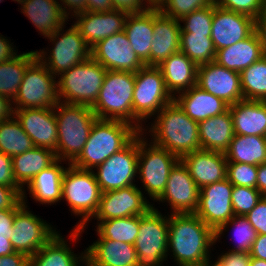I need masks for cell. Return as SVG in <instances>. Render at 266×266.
<instances>
[{
	"mask_svg": "<svg viewBox=\"0 0 266 266\" xmlns=\"http://www.w3.org/2000/svg\"><path fill=\"white\" fill-rule=\"evenodd\" d=\"M85 252V266H137V252L133 244L98 239Z\"/></svg>",
	"mask_w": 266,
	"mask_h": 266,
	"instance_id": "d4e9b609",
	"label": "cell"
},
{
	"mask_svg": "<svg viewBox=\"0 0 266 266\" xmlns=\"http://www.w3.org/2000/svg\"><path fill=\"white\" fill-rule=\"evenodd\" d=\"M62 30L64 31V26L60 27L52 35L47 36L50 42L53 41L52 43H55L49 55L43 50L41 52L35 51L36 57L55 77L56 75L59 77L62 72L91 57V48L86 44L80 30L74 24L65 33Z\"/></svg>",
	"mask_w": 266,
	"mask_h": 266,
	"instance_id": "8fae6325",
	"label": "cell"
},
{
	"mask_svg": "<svg viewBox=\"0 0 266 266\" xmlns=\"http://www.w3.org/2000/svg\"><path fill=\"white\" fill-rule=\"evenodd\" d=\"M215 0H164L158 7L165 16L180 20L185 15L212 5Z\"/></svg>",
	"mask_w": 266,
	"mask_h": 266,
	"instance_id": "ee69618b",
	"label": "cell"
},
{
	"mask_svg": "<svg viewBox=\"0 0 266 266\" xmlns=\"http://www.w3.org/2000/svg\"><path fill=\"white\" fill-rule=\"evenodd\" d=\"M25 190L21 187L0 185V210L12 209L21 200L26 201Z\"/></svg>",
	"mask_w": 266,
	"mask_h": 266,
	"instance_id": "c3c4849f",
	"label": "cell"
},
{
	"mask_svg": "<svg viewBox=\"0 0 266 266\" xmlns=\"http://www.w3.org/2000/svg\"><path fill=\"white\" fill-rule=\"evenodd\" d=\"M250 256L257 259L266 260V234L257 235V238L254 240L252 244Z\"/></svg>",
	"mask_w": 266,
	"mask_h": 266,
	"instance_id": "6f0895ef",
	"label": "cell"
},
{
	"mask_svg": "<svg viewBox=\"0 0 266 266\" xmlns=\"http://www.w3.org/2000/svg\"><path fill=\"white\" fill-rule=\"evenodd\" d=\"M67 244L58 232L30 257V266H80V260L86 261V252L77 257Z\"/></svg>",
	"mask_w": 266,
	"mask_h": 266,
	"instance_id": "e575fe53",
	"label": "cell"
},
{
	"mask_svg": "<svg viewBox=\"0 0 266 266\" xmlns=\"http://www.w3.org/2000/svg\"><path fill=\"white\" fill-rule=\"evenodd\" d=\"M129 12L113 9L108 12L84 11L76 14L74 25L80 30L86 44L92 48L112 34L124 31Z\"/></svg>",
	"mask_w": 266,
	"mask_h": 266,
	"instance_id": "7402d4cb",
	"label": "cell"
},
{
	"mask_svg": "<svg viewBox=\"0 0 266 266\" xmlns=\"http://www.w3.org/2000/svg\"><path fill=\"white\" fill-rule=\"evenodd\" d=\"M262 197V194L256 188L233 186L231 202L234 214L245 216Z\"/></svg>",
	"mask_w": 266,
	"mask_h": 266,
	"instance_id": "bcb514c9",
	"label": "cell"
},
{
	"mask_svg": "<svg viewBox=\"0 0 266 266\" xmlns=\"http://www.w3.org/2000/svg\"><path fill=\"white\" fill-rule=\"evenodd\" d=\"M240 80L244 100L266 101V57L244 69Z\"/></svg>",
	"mask_w": 266,
	"mask_h": 266,
	"instance_id": "60d3db41",
	"label": "cell"
},
{
	"mask_svg": "<svg viewBox=\"0 0 266 266\" xmlns=\"http://www.w3.org/2000/svg\"><path fill=\"white\" fill-rule=\"evenodd\" d=\"M263 56L261 40L254 31L248 38L217 50L215 62L229 70L241 73Z\"/></svg>",
	"mask_w": 266,
	"mask_h": 266,
	"instance_id": "f546056e",
	"label": "cell"
},
{
	"mask_svg": "<svg viewBox=\"0 0 266 266\" xmlns=\"http://www.w3.org/2000/svg\"><path fill=\"white\" fill-rule=\"evenodd\" d=\"M198 188L226 179L227 159L223 152L199 149L180 158Z\"/></svg>",
	"mask_w": 266,
	"mask_h": 266,
	"instance_id": "603a6c76",
	"label": "cell"
},
{
	"mask_svg": "<svg viewBox=\"0 0 266 266\" xmlns=\"http://www.w3.org/2000/svg\"><path fill=\"white\" fill-rule=\"evenodd\" d=\"M142 133H139L137 174H140L147 194L156 200L164 192L170 171L180 158L152 142L146 143Z\"/></svg>",
	"mask_w": 266,
	"mask_h": 266,
	"instance_id": "7c38bea8",
	"label": "cell"
},
{
	"mask_svg": "<svg viewBox=\"0 0 266 266\" xmlns=\"http://www.w3.org/2000/svg\"><path fill=\"white\" fill-rule=\"evenodd\" d=\"M61 1L63 3H61ZM60 5H63V13L68 17L70 11L72 10L71 16H75L76 14L82 13L86 11V0H60ZM65 5V6H64ZM67 8V9H66ZM69 8V9H68ZM70 10L68 13L67 11Z\"/></svg>",
	"mask_w": 266,
	"mask_h": 266,
	"instance_id": "680465c9",
	"label": "cell"
},
{
	"mask_svg": "<svg viewBox=\"0 0 266 266\" xmlns=\"http://www.w3.org/2000/svg\"><path fill=\"white\" fill-rule=\"evenodd\" d=\"M113 9L111 0H86V11L103 13Z\"/></svg>",
	"mask_w": 266,
	"mask_h": 266,
	"instance_id": "91938a15",
	"label": "cell"
},
{
	"mask_svg": "<svg viewBox=\"0 0 266 266\" xmlns=\"http://www.w3.org/2000/svg\"><path fill=\"white\" fill-rule=\"evenodd\" d=\"M54 111L58 128L56 157L63 162L67 159L68 164H72L83 151L90 130L98 118L89 106L60 101Z\"/></svg>",
	"mask_w": 266,
	"mask_h": 266,
	"instance_id": "277c9868",
	"label": "cell"
},
{
	"mask_svg": "<svg viewBox=\"0 0 266 266\" xmlns=\"http://www.w3.org/2000/svg\"><path fill=\"white\" fill-rule=\"evenodd\" d=\"M124 32L138 58L145 66H150V47L154 38L153 8L149 7L146 11L129 13Z\"/></svg>",
	"mask_w": 266,
	"mask_h": 266,
	"instance_id": "f1b7e54d",
	"label": "cell"
},
{
	"mask_svg": "<svg viewBox=\"0 0 266 266\" xmlns=\"http://www.w3.org/2000/svg\"><path fill=\"white\" fill-rule=\"evenodd\" d=\"M150 8H158L164 0H144Z\"/></svg>",
	"mask_w": 266,
	"mask_h": 266,
	"instance_id": "003e7915",
	"label": "cell"
},
{
	"mask_svg": "<svg viewBox=\"0 0 266 266\" xmlns=\"http://www.w3.org/2000/svg\"><path fill=\"white\" fill-rule=\"evenodd\" d=\"M249 266H266V260L251 257Z\"/></svg>",
	"mask_w": 266,
	"mask_h": 266,
	"instance_id": "03108f58",
	"label": "cell"
},
{
	"mask_svg": "<svg viewBox=\"0 0 266 266\" xmlns=\"http://www.w3.org/2000/svg\"><path fill=\"white\" fill-rule=\"evenodd\" d=\"M139 133L135 126L127 122L97 119L83 151L72 165L83 170H93L126 147Z\"/></svg>",
	"mask_w": 266,
	"mask_h": 266,
	"instance_id": "3957f363",
	"label": "cell"
},
{
	"mask_svg": "<svg viewBox=\"0 0 266 266\" xmlns=\"http://www.w3.org/2000/svg\"><path fill=\"white\" fill-rule=\"evenodd\" d=\"M57 233L51 225L27 210L24 202L15 212L10 241L15 252L23 253L30 258Z\"/></svg>",
	"mask_w": 266,
	"mask_h": 266,
	"instance_id": "5bb4252c",
	"label": "cell"
},
{
	"mask_svg": "<svg viewBox=\"0 0 266 266\" xmlns=\"http://www.w3.org/2000/svg\"><path fill=\"white\" fill-rule=\"evenodd\" d=\"M135 73L107 70L97 100L91 107L101 120H118L133 125Z\"/></svg>",
	"mask_w": 266,
	"mask_h": 266,
	"instance_id": "8992f818",
	"label": "cell"
},
{
	"mask_svg": "<svg viewBox=\"0 0 266 266\" xmlns=\"http://www.w3.org/2000/svg\"><path fill=\"white\" fill-rule=\"evenodd\" d=\"M111 2L114 9L124 10L129 13L142 12L149 8L144 0H111Z\"/></svg>",
	"mask_w": 266,
	"mask_h": 266,
	"instance_id": "db71d44e",
	"label": "cell"
},
{
	"mask_svg": "<svg viewBox=\"0 0 266 266\" xmlns=\"http://www.w3.org/2000/svg\"><path fill=\"white\" fill-rule=\"evenodd\" d=\"M56 160L51 166L43 169L27 185L29 194L41 204H54L62 200V179L66 168Z\"/></svg>",
	"mask_w": 266,
	"mask_h": 266,
	"instance_id": "d6a6232c",
	"label": "cell"
},
{
	"mask_svg": "<svg viewBox=\"0 0 266 266\" xmlns=\"http://www.w3.org/2000/svg\"><path fill=\"white\" fill-rule=\"evenodd\" d=\"M213 19V4L193 11L185 15L179 21L184 22L181 27V32H190L191 34H206V37H211Z\"/></svg>",
	"mask_w": 266,
	"mask_h": 266,
	"instance_id": "7bdbcfd3",
	"label": "cell"
},
{
	"mask_svg": "<svg viewBox=\"0 0 266 266\" xmlns=\"http://www.w3.org/2000/svg\"><path fill=\"white\" fill-rule=\"evenodd\" d=\"M24 204L21 200L14 208L0 210V238H8L10 240L13 231V223L15 212Z\"/></svg>",
	"mask_w": 266,
	"mask_h": 266,
	"instance_id": "816d5d0a",
	"label": "cell"
},
{
	"mask_svg": "<svg viewBox=\"0 0 266 266\" xmlns=\"http://www.w3.org/2000/svg\"><path fill=\"white\" fill-rule=\"evenodd\" d=\"M97 235L99 239H109L133 244L139 232L140 215L109 220H98Z\"/></svg>",
	"mask_w": 266,
	"mask_h": 266,
	"instance_id": "f35d334b",
	"label": "cell"
},
{
	"mask_svg": "<svg viewBox=\"0 0 266 266\" xmlns=\"http://www.w3.org/2000/svg\"><path fill=\"white\" fill-rule=\"evenodd\" d=\"M24 15L44 37L52 35L69 18L63 13L58 0H25L22 4Z\"/></svg>",
	"mask_w": 266,
	"mask_h": 266,
	"instance_id": "4dcf8cb0",
	"label": "cell"
},
{
	"mask_svg": "<svg viewBox=\"0 0 266 266\" xmlns=\"http://www.w3.org/2000/svg\"><path fill=\"white\" fill-rule=\"evenodd\" d=\"M180 51L197 66L213 62L216 57L213 41L206 34L180 32Z\"/></svg>",
	"mask_w": 266,
	"mask_h": 266,
	"instance_id": "ab89813d",
	"label": "cell"
},
{
	"mask_svg": "<svg viewBox=\"0 0 266 266\" xmlns=\"http://www.w3.org/2000/svg\"><path fill=\"white\" fill-rule=\"evenodd\" d=\"M134 247L137 266H162L168 253V217H163L155 207L140 215Z\"/></svg>",
	"mask_w": 266,
	"mask_h": 266,
	"instance_id": "9c48e42d",
	"label": "cell"
},
{
	"mask_svg": "<svg viewBox=\"0 0 266 266\" xmlns=\"http://www.w3.org/2000/svg\"><path fill=\"white\" fill-rule=\"evenodd\" d=\"M0 266H30V258L20 252L0 257Z\"/></svg>",
	"mask_w": 266,
	"mask_h": 266,
	"instance_id": "11a10c76",
	"label": "cell"
},
{
	"mask_svg": "<svg viewBox=\"0 0 266 266\" xmlns=\"http://www.w3.org/2000/svg\"><path fill=\"white\" fill-rule=\"evenodd\" d=\"M181 22L153 8V41L150 47V66H158L180 51Z\"/></svg>",
	"mask_w": 266,
	"mask_h": 266,
	"instance_id": "cb8c5ba5",
	"label": "cell"
},
{
	"mask_svg": "<svg viewBox=\"0 0 266 266\" xmlns=\"http://www.w3.org/2000/svg\"><path fill=\"white\" fill-rule=\"evenodd\" d=\"M139 134L123 149L96 167L94 173L101 192L135 185L138 171Z\"/></svg>",
	"mask_w": 266,
	"mask_h": 266,
	"instance_id": "4fadbf2b",
	"label": "cell"
},
{
	"mask_svg": "<svg viewBox=\"0 0 266 266\" xmlns=\"http://www.w3.org/2000/svg\"><path fill=\"white\" fill-rule=\"evenodd\" d=\"M255 32L261 40L263 55L266 57V8L255 19Z\"/></svg>",
	"mask_w": 266,
	"mask_h": 266,
	"instance_id": "9f6ffc18",
	"label": "cell"
},
{
	"mask_svg": "<svg viewBox=\"0 0 266 266\" xmlns=\"http://www.w3.org/2000/svg\"><path fill=\"white\" fill-rule=\"evenodd\" d=\"M229 109L234 134L266 137V101L241 100Z\"/></svg>",
	"mask_w": 266,
	"mask_h": 266,
	"instance_id": "83f0119b",
	"label": "cell"
},
{
	"mask_svg": "<svg viewBox=\"0 0 266 266\" xmlns=\"http://www.w3.org/2000/svg\"><path fill=\"white\" fill-rule=\"evenodd\" d=\"M200 146L203 150L225 152L234 137L230 109L198 123Z\"/></svg>",
	"mask_w": 266,
	"mask_h": 266,
	"instance_id": "1f68e13d",
	"label": "cell"
},
{
	"mask_svg": "<svg viewBox=\"0 0 266 266\" xmlns=\"http://www.w3.org/2000/svg\"><path fill=\"white\" fill-rule=\"evenodd\" d=\"M33 147L31 138L14 115L8 120L0 121V152L13 157Z\"/></svg>",
	"mask_w": 266,
	"mask_h": 266,
	"instance_id": "74e56055",
	"label": "cell"
},
{
	"mask_svg": "<svg viewBox=\"0 0 266 266\" xmlns=\"http://www.w3.org/2000/svg\"><path fill=\"white\" fill-rule=\"evenodd\" d=\"M221 8L242 13L256 19L266 8V0H215Z\"/></svg>",
	"mask_w": 266,
	"mask_h": 266,
	"instance_id": "7dc6e473",
	"label": "cell"
},
{
	"mask_svg": "<svg viewBox=\"0 0 266 266\" xmlns=\"http://www.w3.org/2000/svg\"><path fill=\"white\" fill-rule=\"evenodd\" d=\"M14 116L34 146L57 151L58 128L54 108L14 109Z\"/></svg>",
	"mask_w": 266,
	"mask_h": 266,
	"instance_id": "44dd1931",
	"label": "cell"
},
{
	"mask_svg": "<svg viewBox=\"0 0 266 266\" xmlns=\"http://www.w3.org/2000/svg\"><path fill=\"white\" fill-rule=\"evenodd\" d=\"M250 259V253L229 250L225 254L222 253L214 264H211L209 259L203 266H249Z\"/></svg>",
	"mask_w": 266,
	"mask_h": 266,
	"instance_id": "681fc988",
	"label": "cell"
},
{
	"mask_svg": "<svg viewBox=\"0 0 266 266\" xmlns=\"http://www.w3.org/2000/svg\"><path fill=\"white\" fill-rule=\"evenodd\" d=\"M47 67L36 58L26 69L13 109L54 108L60 101L57 81Z\"/></svg>",
	"mask_w": 266,
	"mask_h": 266,
	"instance_id": "30bf717a",
	"label": "cell"
},
{
	"mask_svg": "<svg viewBox=\"0 0 266 266\" xmlns=\"http://www.w3.org/2000/svg\"><path fill=\"white\" fill-rule=\"evenodd\" d=\"M197 85L204 91L222 99L229 106L244 100L240 73L213 61L198 66Z\"/></svg>",
	"mask_w": 266,
	"mask_h": 266,
	"instance_id": "d6986e66",
	"label": "cell"
},
{
	"mask_svg": "<svg viewBox=\"0 0 266 266\" xmlns=\"http://www.w3.org/2000/svg\"><path fill=\"white\" fill-rule=\"evenodd\" d=\"M56 160L54 151L36 146L22 154L15 155L12 157L14 179L23 189L24 184L28 185L35 175L51 166Z\"/></svg>",
	"mask_w": 266,
	"mask_h": 266,
	"instance_id": "836d02e7",
	"label": "cell"
},
{
	"mask_svg": "<svg viewBox=\"0 0 266 266\" xmlns=\"http://www.w3.org/2000/svg\"><path fill=\"white\" fill-rule=\"evenodd\" d=\"M7 40L0 34V63L9 61L17 55V52H14L16 50H14L13 45L9 44L11 42Z\"/></svg>",
	"mask_w": 266,
	"mask_h": 266,
	"instance_id": "94428289",
	"label": "cell"
},
{
	"mask_svg": "<svg viewBox=\"0 0 266 266\" xmlns=\"http://www.w3.org/2000/svg\"><path fill=\"white\" fill-rule=\"evenodd\" d=\"M68 166L62 179V199H66L73 214L82 217L69 236L76 241L96 213L102 192L93 170L79 169L72 164Z\"/></svg>",
	"mask_w": 266,
	"mask_h": 266,
	"instance_id": "5b68a950",
	"label": "cell"
},
{
	"mask_svg": "<svg viewBox=\"0 0 266 266\" xmlns=\"http://www.w3.org/2000/svg\"><path fill=\"white\" fill-rule=\"evenodd\" d=\"M235 225L234 226V239L237 241L236 247H234L231 251L237 252H246L250 253L252 249V244L254 240L257 238V232L255 231L254 227L249 223L245 216L242 215H235L232 217L228 222L223 224L217 231H216V241L221 237L223 231H226V227L228 225Z\"/></svg>",
	"mask_w": 266,
	"mask_h": 266,
	"instance_id": "b9f144b4",
	"label": "cell"
},
{
	"mask_svg": "<svg viewBox=\"0 0 266 266\" xmlns=\"http://www.w3.org/2000/svg\"><path fill=\"white\" fill-rule=\"evenodd\" d=\"M13 1L18 2L19 4H22L25 0H13Z\"/></svg>",
	"mask_w": 266,
	"mask_h": 266,
	"instance_id": "a7ac6f4b",
	"label": "cell"
},
{
	"mask_svg": "<svg viewBox=\"0 0 266 266\" xmlns=\"http://www.w3.org/2000/svg\"><path fill=\"white\" fill-rule=\"evenodd\" d=\"M157 114L149 130L153 138L152 143L179 158L201 149L198 123L192 120L174 100Z\"/></svg>",
	"mask_w": 266,
	"mask_h": 266,
	"instance_id": "7a4b0ae2",
	"label": "cell"
},
{
	"mask_svg": "<svg viewBox=\"0 0 266 266\" xmlns=\"http://www.w3.org/2000/svg\"><path fill=\"white\" fill-rule=\"evenodd\" d=\"M36 52L20 53L13 59L0 63V95L12 102L16 95L27 67L36 59Z\"/></svg>",
	"mask_w": 266,
	"mask_h": 266,
	"instance_id": "8d00e7d4",
	"label": "cell"
},
{
	"mask_svg": "<svg viewBox=\"0 0 266 266\" xmlns=\"http://www.w3.org/2000/svg\"><path fill=\"white\" fill-rule=\"evenodd\" d=\"M171 215V216H170ZM168 216V251L179 266H203L216 243V232L195 213Z\"/></svg>",
	"mask_w": 266,
	"mask_h": 266,
	"instance_id": "6da1fadb",
	"label": "cell"
},
{
	"mask_svg": "<svg viewBox=\"0 0 266 266\" xmlns=\"http://www.w3.org/2000/svg\"><path fill=\"white\" fill-rule=\"evenodd\" d=\"M161 70L157 66H144L135 73L133 92V126L144 132L142 121L156 115L173 101ZM141 121V122H140ZM135 123V124H134ZM141 124V125H139Z\"/></svg>",
	"mask_w": 266,
	"mask_h": 266,
	"instance_id": "ba28073f",
	"label": "cell"
},
{
	"mask_svg": "<svg viewBox=\"0 0 266 266\" xmlns=\"http://www.w3.org/2000/svg\"><path fill=\"white\" fill-rule=\"evenodd\" d=\"M157 67L161 70L165 86L172 97L197 85L198 66L181 51L172 54Z\"/></svg>",
	"mask_w": 266,
	"mask_h": 266,
	"instance_id": "4316f807",
	"label": "cell"
},
{
	"mask_svg": "<svg viewBox=\"0 0 266 266\" xmlns=\"http://www.w3.org/2000/svg\"><path fill=\"white\" fill-rule=\"evenodd\" d=\"M0 185L20 187L13 175L12 157L0 152Z\"/></svg>",
	"mask_w": 266,
	"mask_h": 266,
	"instance_id": "f5cc1de1",
	"label": "cell"
},
{
	"mask_svg": "<svg viewBox=\"0 0 266 266\" xmlns=\"http://www.w3.org/2000/svg\"><path fill=\"white\" fill-rule=\"evenodd\" d=\"M233 185L226 178L200 189L199 204L195 214L215 232L232 217Z\"/></svg>",
	"mask_w": 266,
	"mask_h": 266,
	"instance_id": "9a60e30c",
	"label": "cell"
},
{
	"mask_svg": "<svg viewBox=\"0 0 266 266\" xmlns=\"http://www.w3.org/2000/svg\"><path fill=\"white\" fill-rule=\"evenodd\" d=\"M153 205L144 198L142 191L135 185L118 190L102 192L94 218L109 220L146 214Z\"/></svg>",
	"mask_w": 266,
	"mask_h": 266,
	"instance_id": "2e32d148",
	"label": "cell"
},
{
	"mask_svg": "<svg viewBox=\"0 0 266 266\" xmlns=\"http://www.w3.org/2000/svg\"><path fill=\"white\" fill-rule=\"evenodd\" d=\"M91 57L107 70L136 73L145 66L133 51L124 31L99 41L91 48Z\"/></svg>",
	"mask_w": 266,
	"mask_h": 266,
	"instance_id": "ac0fdd59",
	"label": "cell"
},
{
	"mask_svg": "<svg viewBox=\"0 0 266 266\" xmlns=\"http://www.w3.org/2000/svg\"><path fill=\"white\" fill-rule=\"evenodd\" d=\"M12 101L5 96L0 95V121L8 120L14 115Z\"/></svg>",
	"mask_w": 266,
	"mask_h": 266,
	"instance_id": "6125c7cd",
	"label": "cell"
},
{
	"mask_svg": "<svg viewBox=\"0 0 266 266\" xmlns=\"http://www.w3.org/2000/svg\"><path fill=\"white\" fill-rule=\"evenodd\" d=\"M224 154L227 162L263 164L266 162V137L235 134Z\"/></svg>",
	"mask_w": 266,
	"mask_h": 266,
	"instance_id": "d590c367",
	"label": "cell"
},
{
	"mask_svg": "<svg viewBox=\"0 0 266 266\" xmlns=\"http://www.w3.org/2000/svg\"><path fill=\"white\" fill-rule=\"evenodd\" d=\"M107 69L92 57L60 74V102L92 107L98 98Z\"/></svg>",
	"mask_w": 266,
	"mask_h": 266,
	"instance_id": "52a82bcc",
	"label": "cell"
},
{
	"mask_svg": "<svg viewBox=\"0 0 266 266\" xmlns=\"http://www.w3.org/2000/svg\"><path fill=\"white\" fill-rule=\"evenodd\" d=\"M200 189L188 169L179 160L171 169L164 192L156 199L167 201L172 214L195 213L199 204Z\"/></svg>",
	"mask_w": 266,
	"mask_h": 266,
	"instance_id": "e0dca14e",
	"label": "cell"
},
{
	"mask_svg": "<svg viewBox=\"0 0 266 266\" xmlns=\"http://www.w3.org/2000/svg\"><path fill=\"white\" fill-rule=\"evenodd\" d=\"M258 165L227 162L226 178L233 186H247L257 189Z\"/></svg>",
	"mask_w": 266,
	"mask_h": 266,
	"instance_id": "f6af8a7d",
	"label": "cell"
},
{
	"mask_svg": "<svg viewBox=\"0 0 266 266\" xmlns=\"http://www.w3.org/2000/svg\"><path fill=\"white\" fill-rule=\"evenodd\" d=\"M254 31V18L213 3L211 39L216 51L248 38Z\"/></svg>",
	"mask_w": 266,
	"mask_h": 266,
	"instance_id": "ffe728a7",
	"label": "cell"
},
{
	"mask_svg": "<svg viewBox=\"0 0 266 266\" xmlns=\"http://www.w3.org/2000/svg\"><path fill=\"white\" fill-rule=\"evenodd\" d=\"M257 234H266V197H262L256 206L245 215Z\"/></svg>",
	"mask_w": 266,
	"mask_h": 266,
	"instance_id": "f907efd6",
	"label": "cell"
},
{
	"mask_svg": "<svg viewBox=\"0 0 266 266\" xmlns=\"http://www.w3.org/2000/svg\"><path fill=\"white\" fill-rule=\"evenodd\" d=\"M173 100L197 123L220 115L229 109L226 102L202 90L198 85L179 93Z\"/></svg>",
	"mask_w": 266,
	"mask_h": 266,
	"instance_id": "484cf974",
	"label": "cell"
},
{
	"mask_svg": "<svg viewBox=\"0 0 266 266\" xmlns=\"http://www.w3.org/2000/svg\"><path fill=\"white\" fill-rule=\"evenodd\" d=\"M257 190L266 197V162L258 165Z\"/></svg>",
	"mask_w": 266,
	"mask_h": 266,
	"instance_id": "be15d7a7",
	"label": "cell"
},
{
	"mask_svg": "<svg viewBox=\"0 0 266 266\" xmlns=\"http://www.w3.org/2000/svg\"><path fill=\"white\" fill-rule=\"evenodd\" d=\"M15 252L11 241L8 238H0V257L4 255H9Z\"/></svg>",
	"mask_w": 266,
	"mask_h": 266,
	"instance_id": "e7e4bbea",
	"label": "cell"
}]
</instances>
